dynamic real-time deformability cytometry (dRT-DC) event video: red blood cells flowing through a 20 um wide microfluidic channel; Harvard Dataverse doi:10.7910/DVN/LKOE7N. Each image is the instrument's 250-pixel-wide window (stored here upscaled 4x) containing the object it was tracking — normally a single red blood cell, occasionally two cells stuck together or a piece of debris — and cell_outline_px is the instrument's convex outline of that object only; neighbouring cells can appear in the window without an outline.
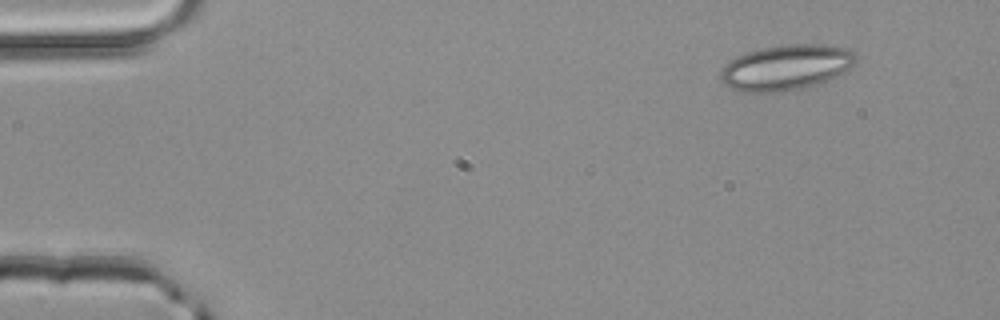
{"species": "common noctule bat (a hibernating species)", "species_latin": "Nyctalus noctula", "temperature_condition": "room temperature", "stored_images_in_passage": 3, "camera_frame_rate_fps": 3000, "um_per_image_px": 0.085, "animal": {"sex": "male", "body_mass_g": 20.4}, "frame": {"image": 1, "passage_image": 1, "time_ms": 0.0, "image_size_px": [1000, 320], "cell_outline_px": [[856, 60], [848, 68], [836, 76], [812, 84], [796, 88], [776, 92], [740, 92], [728, 88], [720, 80], [720, 68], [728, 60], [736, 56], [760, 48], [788, 44], [824, 44], [848, 48], [856, 52]], "centroid_in_image_um": [66.73, 5.71], "position_along_channel_um": 18.3, "area_um2": 35.66}}